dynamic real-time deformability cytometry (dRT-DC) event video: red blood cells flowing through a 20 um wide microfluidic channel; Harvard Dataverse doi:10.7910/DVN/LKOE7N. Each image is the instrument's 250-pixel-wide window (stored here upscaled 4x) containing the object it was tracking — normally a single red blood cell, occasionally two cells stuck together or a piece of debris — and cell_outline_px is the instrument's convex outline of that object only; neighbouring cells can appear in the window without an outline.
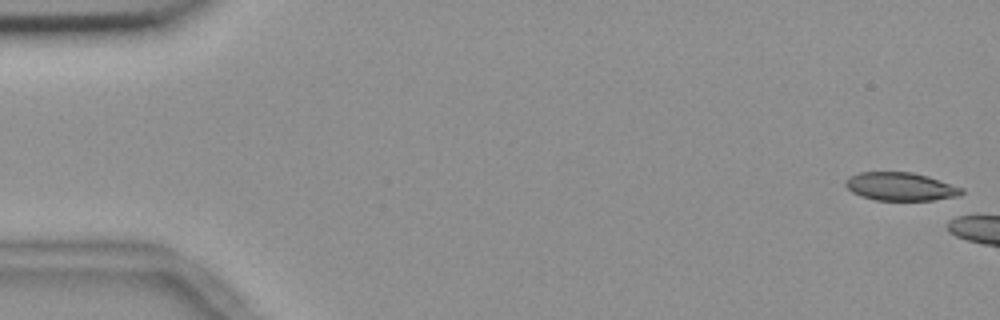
{"species": "common noctule bat (a hibernating species)", "species_latin": "Nyctalus noctula", "temperature_condition": "room temperature", "stored_images_in_passage": 5, "camera_frame_rate_fps": 3000, "um_per_image_px": 0.085, "animal": {"sex": "female", "body_mass_g": 18.4}, "frame": {"image": 1, "passage_image": 1, "time_ms": 0.0, "image_size_px": [1000, 320], "cell_outline_px": [[964, 192], [960, 196], [932, 200], [876, 200], [860, 196], [852, 192], [844, 184], [844, 180], [848, 176], [860, 172], [912, 172], [928, 176], [964, 188]], "centroid_in_image_um": [76.54, 15.85], "position_along_channel_um": 8.5, "area_um2": 19.25}}